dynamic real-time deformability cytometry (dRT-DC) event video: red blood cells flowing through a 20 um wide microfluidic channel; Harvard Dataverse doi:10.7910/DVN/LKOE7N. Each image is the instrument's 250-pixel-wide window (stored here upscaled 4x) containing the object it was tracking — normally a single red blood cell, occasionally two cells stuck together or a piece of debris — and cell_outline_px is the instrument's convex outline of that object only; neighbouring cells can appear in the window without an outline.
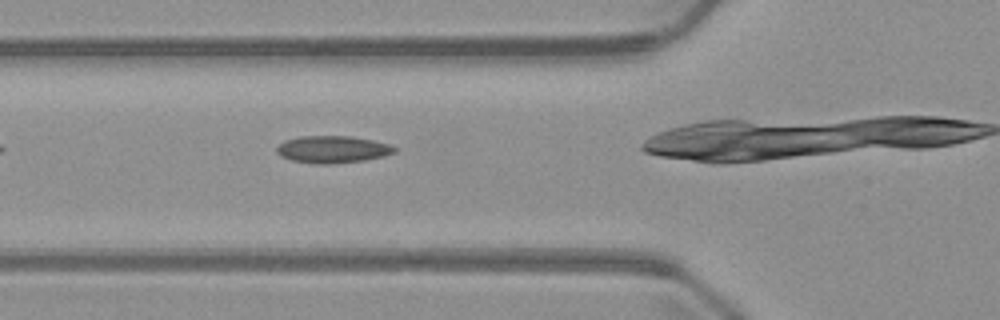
{"species": "common noctule bat (a hibernating species)", "species_latin": "Nyctalus noctula", "temperature_condition": "warm", "stored_images_in_passage": 4, "camera_frame_rate_fps": 3000, "um_per_image_px": 0.085, "animal": {"sex": "male", "body_mass_g": 23.1, "forearm_length_mm": 52.7}, "frame": {"image": 1, "passage_image": 3, "time_ms": 2.333, "image_size_px": [1000, 320], "cell_outline_px": [[396, 152], [384, 156], [364, 160], [332, 164], [312, 164], [292, 160], [280, 156], [276, 152], [276, 148], [284, 140], [300, 136], [352, 136], [372, 140], [388, 144], [396, 148]], "centroid_in_image_um": [28.24, 12.7], "position_along_channel_um": 97.6, "area_um2": 18.73}}